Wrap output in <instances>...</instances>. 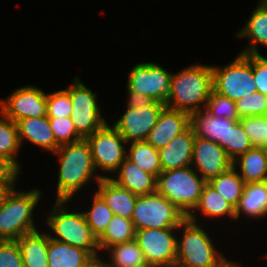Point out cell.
Wrapping results in <instances>:
<instances>
[{
    "label": "cell",
    "instance_id": "f546056e",
    "mask_svg": "<svg viewBox=\"0 0 267 267\" xmlns=\"http://www.w3.org/2000/svg\"><path fill=\"white\" fill-rule=\"evenodd\" d=\"M127 151V158L138 165L141 170L155 177L162 172L159 152L147 141L132 142Z\"/></svg>",
    "mask_w": 267,
    "mask_h": 267
},
{
    "label": "cell",
    "instance_id": "4316f807",
    "mask_svg": "<svg viewBox=\"0 0 267 267\" xmlns=\"http://www.w3.org/2000/svg\"><path fill=\"white\" fill-rule=\"evenodd\" d=\"M199 212L206 217H222L227 215L233 219L235 217V208L221 196L216 189L208 182L205 184L197 206L189 215H193L194 211Z\"/></svg>",
    "mask_w": 267,
    "mask_h": 267
},
{
    "label": "cell",
    "instance_id": "f6af8a7d",
    "mask_svg": "<svg viewBox=\"0 0 267 267\" xmlns=\"http://www.w3.org/2000/svg\"><path fill=\"white\" fill-rule=\"evenodd\" d=\"M15 185H0V208L3 206L7 196L12 192Z\"/></svg>",
    "mask_w": 267,
    "mask_h": 267
},
{
    "label": "cell",
    "instance_id": "8fae6325",
    "mask_svg": "<svg viewBox=\"0 0 267 267\" xmlns=\"http://www.w3.org/2000/svg\"><path fill=\"white\" fill-rule=\"evenodd\" d=\"M86 140L90 145L96 170L100 168L110 173L116 172L127 157V150L124 149V145L128 143L108 123L91 136H88Z\"/></svg>",
    "mask_w": 267,
    "mask_h": 267
},
{
    "label": "cell",
    "instance_id": "4fadbf2b",
    "mask_svg": "<svg viewBox=\"0 0 267 267\" xmlns=\"http://www.w3.org/2000/svg\"><path fill=\"white\" fill-rule=\"evenodd\" d=\"M0 102V113L14 122L23 118L46 116L47 113V94L37 86L18 88Z\"/></svg>",
    "mask_w": 267,
    "mask_h": 267
},
{
    "label": "cell",
    "instance_id": "5b68a950",
    "mask_svg": "<svg viewBox=\"0 0 267 267\" xmlns=\"http://www.w3.org/2000/svg\"><path fill=\"white\" fill-rule=\"evenodd\" d=\"M65 203L67 201L56 200L52 212L46 218L48 226L56 235H50V238L86 250L91 256L98 255V239L87 224L83 212H67Z\"/></svg>",
    "mask_w": 267,
    "mask_h": 267
},
{
    "label": "cell",
    "instance_id": "f1b7e54d",
    "mask_svg": "<svg viewBox=\"0 0 267 267\" xmlns=\"http://www.w3.org/2000/svg\"><path fill=\"white\" fill-rule=\"evenodd\" d=\"M136 230L131 219L113 215L104 233L98 238L99 250L133 240Z\"/></svg>",
    "mask_w": 267,
    "mask_h": 267
},
{
    "label": "cell",
    "instance_id": "836d02e7",
    "mask_svg": "<svg viewBox=\"0 0 267 267\" xmlns=\"http://www.w3.org/2000/svg\"><path fill=\"white\" fill-rule=\"evenodd\" d=\"M93 205L88 212H83L87 224L90 226L97 239L104 233L107 225L112 220L113 212L103 198L97 193L93 196Z\"/></svg>",
    "mask_w": 267,
    "mask_h": 267
},
{
    "label": "cell",
    "instance_id": "6da1fadb",
    "mask_svg": "<svg viewBox=\"0 0 267 267\" xmlns=\"http://www.w3.org/2000/svg\"><path fill=\"white\" fill-rule=\"evenodd\" d=\"M212 91V66L205 64L189 66L177 74H172L166 107L189 114L204 110ZM200 104L201 106L203 104V109Z\"/></svg>",
    "mask_w": 267,
    "mask_h": 267
},
{
    "label": "cell",
    "instance_id": "ab89813d",
    "mask_svg": "<svg viewBox=\"0 0 267 267\" xmlns=\"http://www.w3.org/2000/svg\"><path fill=\"white\" fill-rule=\"evenodd\" d=\"M0 267H23L17 240H0Z\"/></svg>",
    "mask_w": 267,
    "mask_h": 267
},
{
    "label": "cell",
    "instance_id": "30bf717a",
    "mask_svg": "<svg viewBox=\"0 0 267 267\" xmlns=\"http://www.w3.org/2000/svg\"><path fill=\"white\" fill-rule=\"evenodd\" d=\"M178 228L136 230L135 239L144 253L146 262L152 267H175Z\"/></svg>",
    "mask_w": 267,
    "mask_h": 267
},
{
    "label": "cell",
    "instance_id": "7dc6e473",
    "mask_svg": "<svg viewBox=\"0 0 267 267\" xmlns=\"http://www.w3.org/2000/svg\"><path fill=\"white\" fill-rule=\"evenodd\" d=\"M258 3L267 10V0H260Z\"/></svg>",
    "mask_w": 267,
    "mask_h": 267
},
{
    "label": "cell",
    "instance_id": "f35d334b",
    "mask_svg": "<svg viewBox=\"0 0 267 267\" xmlns=\"http://www.w3.org/2000/svg\"><path fill=\"white\" fill-rule=\"evenodd\" d=\"M50 128L59 145L69 144L83 139L76 131L71 117L49 119Z\"/></svg>",
    "mask_w": 267,
    "mask_h": 267
},
{
    "label": "cell",
    "instance_id": "83f0119b",
    "mask_svg": "<svg viewBox=\"0 0 267 267\" xmlns=\"http://www.w3.org/2000/svg\"><path fill=\"white\" fill-rule=\"evenodd\" d=\"M110 252L111 267H143L149 266L146 262L143 251L137 240L126 241L108 247Z\"/></svg>",
    "mask_w": 267,
    "mask_h": 267
},
{
    "label": "cell",
    "instance_id": "2e32d148",
    "mask_svg": "<svg viewBox=\"0 0 267 267\" xmlns=\"http://www.w3.org/2000/svg\"><path fill=\"white\" fill-rule=\"evenodd\" d=\"M189 126L190 114L188 112L165 107L146 141L157 150H160Z\"/></svg>",
    "mask_w": 267,
    "mask_h": 267
},
{
    "label": "cell",
    "instance_id": "cb8c5ba5",
    "mask_svg": "<svg viewBox=\"0 0 267 267\" xmlns=\"http://www.w3.org/2000/svg\"><path fill=\"white\" fill-rule=\"evenodd\" d=\"M258 219L267 215V181L247 183L237 207L236 219L240 214Z\"/></svg>",
    "mask_w": 267,
    "mask_h": 267
},
{
    "label": "cell",
    "instance_id": "484cf974",
    "mask_svg": "<svg viewBox=\"0 0 267 267\" xmlns=\"http://www.w3.org/2000/svg\"><path fill=\"white\" fill-rule=\"evenodd\" d=\"M240 38L248 37L250 46L240 52V54H259L257 45L267 47V10L260 4L252 12L244 28L237 32Z\"/></svg>",
    "mask_w": 267,
    "mask_h": 267
},
{
    "label": "cell",
    "instance_id": "e0dca14e",
    "mask_svg": "<svg viewBox=\"0 0 267 267\" xmlns=\"http://www.w3.org/2000/svg\"><path fill=\"white\" fill-rule=\"evenodd\" d=\"M194 130L189 126L184 132L171 140L167 146L158 150L162 171L189 167L192 162Z\"/></svg>",
    "mask_w": 267,
    "mask_h": 267
},
{
    "label": "cell",
    "instance_id": "7a4b0ae2",
    "mask_svg": "<svg viewBox=\"0 0 267 267\" xmlns=\"http://www.w3.org/2000/svg\"><path fill=\"white\" fill-rule=\"evenodd\" d=\"M54 153L60 155L56 200L70 201L81 187L95 178L90 145L86 139H81L60 145Z\"/></svg>",
    "mask_w": 267,
    "mask_h": 267
},
{
    "label": "cell",
    "instance_id": "7402d4cb",
    "mask_svg": "<svg viewBox=\"0 0 267 267\" xmlns=\"http://www.w3.org/2000/svg\"><path fill=\"white\" fill-rule=\"evenodd\" d=\"M190 126L195 136L217 142L225 151L227 118L213 116L204 109L190 114Z\"/></svg>",
    "mask_w": 267,
    "mask_h": 267
},
{
    "label": "cell",
    "instance_id": "7c38bea8",
    "mask_svg": "<svg viewBox=\"0 0 267 267\" xmlns=\"http://www.w3.org/2000/svg\"><path fill=\"white\" fill-rule=\"evenodd\" d=\"M171 76L172 73L160 65L145 62L137 64L131 69L127 87L153 101L166 104L170 92Z\"/></svg>",
    "mask_w": 267,
    "mask_h": 267
},
{
    "label": "cell",
    "instance_id": "ffe728a7",
    "mask_svg": "<svg viewBox=\"0 0 267 267\" xmlns=\"http://www.w3.org/2000/svg\"><path fill=\"white\" fill-rule=\"evenodd\" d=\"M118 177L112 178L118 185L136 195H145L156 192V177L134 164L127 157L120 165Z\"/></svg>",
    "mask_w": 267,
    "mask_h": 267
},
{
    "label": "cell",
    "instance_id": "3957f363",
    "mask_svg": "<svg viewBox=\"0 0 267 267\" xmlns=\"http://www.w3.org/2000/svg\"><path fill=\"white\" fill-rule=\"evenodd\" d=\"M181 241L177 240L175 267H221L227 259L217 251L209 235L197 225L195 214L180 224Z\"/></svg>",
    "mask_w": 267,
    "mask_h": 267
},
{
    "label": "cell",
    "instance_id": "9c48e42d",
    "mask_svg": "<svg viewBox=\"0 0 267 267\" xmlns=\"http://www.w3.org/2000/svg\"><path fill=\"white\" fill-rule=\"evenodd\" d=\"M74 78L73 84L66 90L72 104L71 119L77 133L86 139L102 128L107 121L101 117V109L96 102L97 94L93 93L80 80Z\"/></svg>",
    "mask_w": 267,
    "mask_h": 267
},
{
    "label": "cell",
    "instance_id": "e575fe53",
    "mask_svg": "<svg viewBox=\"0 0 267 267\" xmlns=\"http://www.w3.org/2000/svg\"><path fill=\"white\" fill-rule=\"evenodd\" d=\"M241 124L254 148L267 147V115L241 117Z\"/></svg>",
    "mask_w": 267,
    "mask_h": 267
},
{
    "label": "cell",
    "instance_id": "44dd1931",
    "mask_svg": "<svg viewBox=\"0 0 267 267\" xmlns=\"http://www.w3.org/2000/svg\"><path fill=\"white\" fill-rule=\"evenodd\" d=\"M17 242L22 254L23 267H49V234L36 230L24 234Z\"/></svg>",
    "mask_w": 267,
    "mask_h": 267
},
{
    "label": "cell",
    "instance_id": "277c9868",
    "mask_svg": "<svg viewBox=\"0 0 267 267\" xmlns=\"http://www.w3.org/2000/svg\"><path fill=\"white\" fill-rule=\"evenodd\" d=\"M192 167L162 171L156 177V192L167 198L186 217L197 206L207 183Z\"/></svg>",
    "mask_w": 267,
    "mask_h": 267
},
{
    "label": "cell",
    "instance_id": "ac0fdd59",
    "mask_svg": "<svg viewBox=\"0 0 267 267\" xmlns=\"http://www.w3.org/2000/svg\"><path fill=\"white\" fill-rule=\"evenodd\" d=\"M96 191L111 208L113 215L131 219L138 195L121 187L112 177L96 175Z\"/></svg>",
    "mask_w": 267,
    "mask_h": 267
},
{
    "label": "cell",
    "instance_id": "bcb514c9",
    "mask_svg": "<svg viewBox=\"0 0 267 267\" xmlns=\"http://www.w3.org/2000/svg\"><path fill=\"white\" fill-rule=\"evenodd\" d=\"M238 264H236L234 262H230L229 260H227L221 267H241L240 263H238Z\"/></svg>",
    "mask_w": 267,
    "mask_h": 267
},
{
    "label": "cell",
    "instance_id": "d6a6232c",
    "mask_svg": "<svg viewBox=\"0 0 267 267\" xmlns=\"http://www.w3.org/2000/svg\"><path fill=\"white\" fill-rule=\"evenodd\" d=\"M0 119V155L11 160L18 168L20 164L16 159L21 147L16 122L1 113Z\"/></svg>",
    "mask_w": 267,
    "mask_h": 267
},
{
    "label": "cell",
    "instance_id": "d6986e66",
    "mask_svg": "<svg viewBox=\"0 0 267 267\" xmlns=\"http://www.w3.org/2000/svg\"><path fill=\"white\" fill-rule=\"evenodd\" d=\"M20 144L28 140L45 150L55 152L60 145L56 142L47 116L23 118L16 121Z\"/></svg>",
    "mask_w": 267,
    "mask_h": 267
},
{
    "label": "cell",
    "instance_id": "d590c367",
    "mask_svg": "<svg viewBox=\"0 0 267 267\" xmlns=\"http://www.w3.org/2000/svg\"><path fill=\"white\" fill-rule=\"evenodd\" d=\"M205 110L216 117H223L234 121H240L241 119L237 113L236 103L227 97L217 94L215 91L210 93Z\"/></svg>",
    "mask_w": 267,
    "mask_h": 267
},
{
    "label": "cell",
    "instance_id": "1f68e13d",
    "mask_svg": "<svg viewBox=\"0 0 267 267\" xmlns=\"http://www.w3.org/2000/svg\"><path fill=\"white\" fill-rule=\"evenodd\" d=\"M252 143L245 133L241 121L227 119V133L225 135V152L234 161L238 156L251 149Z\"/></svg>",
    "mask_w": 267,
    "mask_h": 267
},
{
    "label": "cell",
    "instance_id": "9a60e30c",
    "mask_svg": "<svg viewBox=\"0 0 267 267\" xmlns=\"http://www.w3.org/2000/svg\"><path fill=\"white\" fill-rule=\"evenodd\" d=\"M232 162L217 142L195 136L191 164L206 182L229 170Z\"/></svg>",
    "mask_w": 267,
    "mask_h": 267
},
{
    "label": "cell",
    "instance_id": "8992f818",
    "mask_svg": "<svg viewBox=\"0 0 267 267\" xmlns=\"http://www.w3.org/2000/svg\"><path fill=\"white\" fill-rule=\"evenodd\" d=\"M40 195V189L12 190L0 208V240H18L24 234L38 230L32 217Z\"/></svg>",
    "mask_w": 267,
    "mask_h": 267
},
{
    "label": "cell",
    "instance_id": "4dcf8cb0",
    "mask_svg": "<svg viewBox=\"0 0 267 267\" xmlns=\"http://www.w3.org/2000/svg\"><path fill=\"white\" fill-rule=\"evenodd\" d=\"M208 183L234 208L237 207L246 184L233 166L226 172L212 178Z\"/></svg>",
    "mask_w": 267,
    "mask_h": 267
},
{
    "label": "cell",
    "instance_id": "ee69618b",
    "mask_svg": "<svg viewBox=\"0 0 267 267\" xmlns=\"http://www.w3.org/2000/svg\"><path fill=\"white\" fill-rule=\"evenodd\" d=\"M82 267H111L110 263L102 261L100 256H91Z\"/></svg>",
    "mask_w": 267,
    "mask_h": 267
},
{
    "label": "cell",
    "instance_id": "60d3db41",
    "mask_svg": "<svg viewBox=\"0 0 267 267\" xmlns=\"http://www.w3.org/2000/svg\"><path fill=\"white\" fill-rule=\"evenodd\" d=\"M252 70L257 92L267 96V58L252 54Z\"/></svg>",
    "mask_w": 267,
    "mask_h": 267
},
{
    "label": "cell",
    "instance_id": "5bb4252c",
    "mask_svg": "<svg viewBox=\"0 0 267 267\" xmlns=\"http://www.w3.org/2000/svg\"><path fill=\"white\" fill-rule=\"evenodd\" d=\"M165 107L166 104L156 101L140 109L127 107L125 113L116 121L113 127L127 143L146 141Z\"/></svg>",
    "mask_w": 267,
    "mask_h": 267
},
{
    "label": "cell",
    "instance_id": "7bdbcfd3",
    "mask_svg": "<svg viewBox=\"0 0 267 267\" xmlns=\"http://www.w3.org/2000/svg\"><path fill=\"white\" fill-rule=\"evenodd\" d=\"M126 89L128 91V94H129V97H128L129 99L127 102L128 108L140 109V108L149 106L154 102L151 98L144 96V95H142L138 92H135L133 90H130L128 87Z\"/></svg>",
    "mask_w": 267,
    "mask_h": 267
},
{
    "label": "cell",
    "instance_id": "74e56055",
    "mask_svg": "<svg viewBox=\"0 0 267 267\" xmlns=\"http://www.w3.org/2000/svg\"><path fill=\"white\" fill-rule=\"evenodd\" d=\"M235 103L240 118L267 115V96L257 91L243 97Z\"/></svg>",
    "mask_w": 267,
    "mask_h": 267
},
{
    "label": "cell",
    "instance_id": "8d00e7d4",
    "mask_svg": "<svg viewBox=\"0 0 267 267\" xmlns=\"http://www.w3.org/2000/svg\"><path fill=\"white\" fill-rule=\"evenodd\" d=\"M72 114V104L70 94L66 89L58 90L47 94V113L48 119L70 117Z\"/></svg>",
    "mask_w": 267,
    "mask_h": 267
},
{
    "label": "cell",
    "instance_id": "b9f144b4",
    "mask_svg": "<svg viewBox=\"0 0 267 267\" xmlns=\"http://www.w3.org/2000/svg\"><path fill=\"white\" fill-rule=\"evenodd\" d=\"M19 170L11 160L0 155V185H15Z\"/></svg>",
    "mask_w": 267,
    "mask_h": 267
},
{
    "label": "cell",
    "instance_id": "ba28073f",
    "mask_svg": "<svg viewBox=\"0 0 267 267\" xmlns=\"http://www.w3.org/2000/svg\"><path fill=\"white\" fill-rule=\"evenodd\" d=\"M213 91L233 102L257 91L252 70V54H239L222 67L212 66Z\"/></svg>",
    "mask_w": 267,
    "mask_h": 267
},
{
    "label": "cell",
    "instance_id": "603a6c76",
    "mask_svg": "<svg viewBox=\"0 0 267 267\" xmlns=\"http://www.w3.org/2000/svg\"><path fill=\"white\" fill-rule=\"evenodd\" d=\"M232 164L234 168H240L239 175L246 184L267 181V153L264 148L252 147Z\"/></svg>",
    "mask_w": 267,
    "mask_h": 267
},
{
    "label": "cell",
    "instance_id": "d4e9b609",
    "mask_svg": "<svg viewBox=\"0 0 267 267\" xmlns=\"http://www.w3.org/2000/svg\"><path fill=\"white\" fill-rule=\"evenodd\" d=\"M49 267H82L91 257L83 249L50 238L47 251Z\"/></svg>",
    "mask_w": 267,
    "mask_h": 267
},
{
    "label": "cell",
    "instance_id": "52a82bcc",
    "mask_svg": "<svg viewBox=\"0 0 267 267\" xmlns=\"http://www.w3.org/2000/svg\"><path fill=\"white\" fill-rule=\"evenodd\" d=\"M186 215L158 192L138 195L132 214L135 230L178 228Z\"/></svg>",
    "mask_w": 267,
    "mask_h": 267
}]
</instances>
